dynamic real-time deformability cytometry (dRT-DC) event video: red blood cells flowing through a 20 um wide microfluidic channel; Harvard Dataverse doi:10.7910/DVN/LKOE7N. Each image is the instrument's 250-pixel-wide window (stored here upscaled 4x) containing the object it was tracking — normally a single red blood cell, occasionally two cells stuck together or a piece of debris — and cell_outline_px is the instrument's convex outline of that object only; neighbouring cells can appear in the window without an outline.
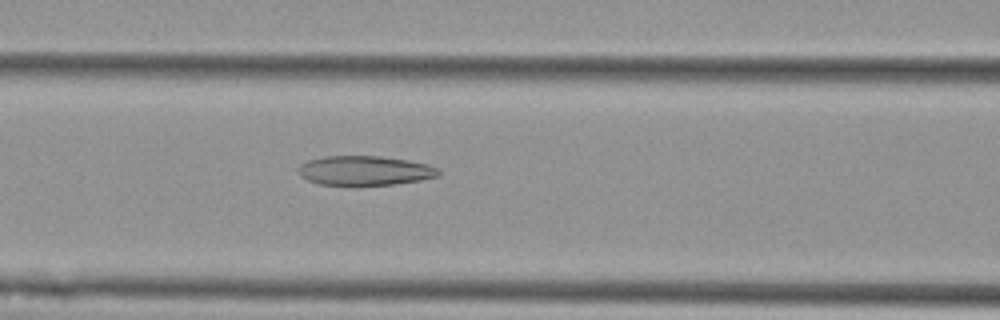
{"species": "Egyptian fruit bat (a non-hibernating species)", "species_latin": "Rousettus aegyptiacus", "temperature_condition": "cold", "stored_images_in_passage": 41, "camera_frame_rate_fps": 3000, "um_per_image_px": 0.085, "animal": {"sex": "female"}, "frame": {"image": 1, "passage_image": 8, "time_ms": 2.333, "image_size_px": [1000, 320], "cell_outline_px": [[440, 176], [420, 180], [392, 184], [356, 188], [320, 184], [308, 180], [300, 176], [296, 168], [300, 164], [308, 160], [324, 156], [380, 156], [408, 160], [428, 164], [440, 168]], "centroid_in_image_um": [30.98, 14.53], "position_along_channel_um": 135.6, "area_um2": 25.03}}
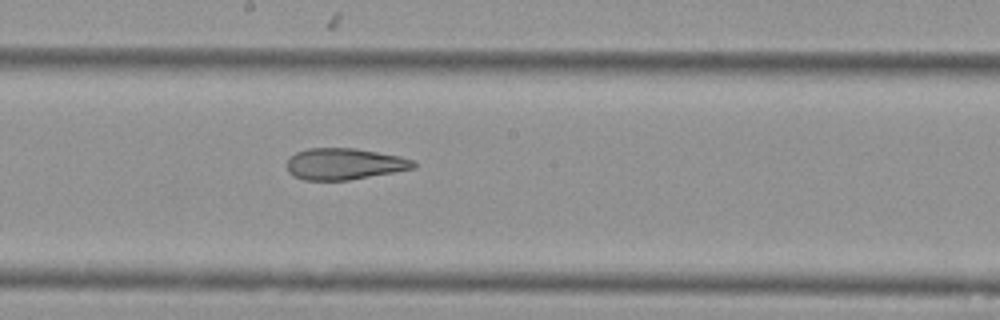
{"frame": {"image": 2, "passage_image": 15, "time_ms": 4.667, "image_size_px": [1000, 320], "cell_outline_px": [[416, 168], [348, 180], [304, 180], [288, 172], [288, 156], [296, 152], [308, 148], [356, 148], [400, 156], [412, 160], [416, 164]], "centroid_in_image_um": [29.26, 13.92], "position_along_channel_um": 218.9, "area_um2": 23.12}}
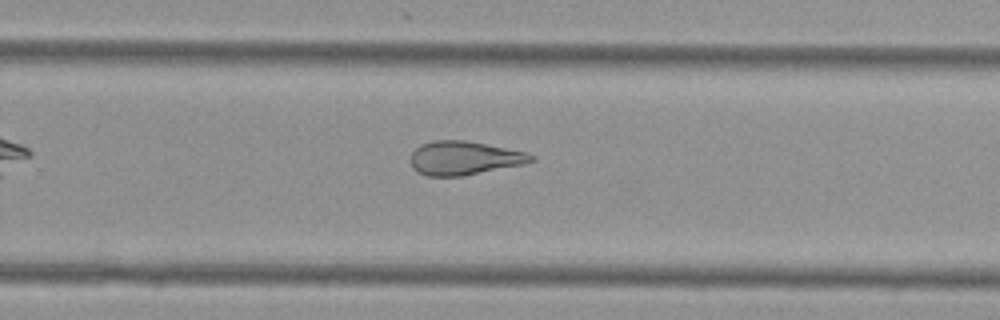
{"frame": {"image": 3, "passage_image": 21, "time_ms": 6.667, "image_size_px": [1000, 320], "cell_outline_px": [[536, 160], [528, 164], [460, 176], [428, 176], [416, 172], [412, 168], [412, 152], [420, 144], [432, 140], [464, 140], [524, 152], [536, 156]], "centroid_in_image_um": [39.46, 13.44], "position_along_channel_um": 290.3, "area_um2": 23.7}, "authors_computed_cell_mechanics": {"area_um2": 25.7788, "velocity_mm_per_s": 3.5898, "shape_relaxation_time_tau1_ms": null, "shape_relaxation_time_tau2_ms": 3.4294, "deformation_change_tau1": null, "deformation_change_tau2": 0.1269}}